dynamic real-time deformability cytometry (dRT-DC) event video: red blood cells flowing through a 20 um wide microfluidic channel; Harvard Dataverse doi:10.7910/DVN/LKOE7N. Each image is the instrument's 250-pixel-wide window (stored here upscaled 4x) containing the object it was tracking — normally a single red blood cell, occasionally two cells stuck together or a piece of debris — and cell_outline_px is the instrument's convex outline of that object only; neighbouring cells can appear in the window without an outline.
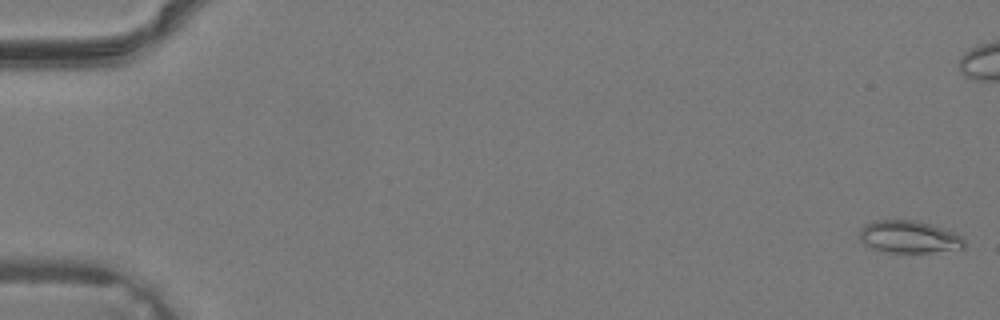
{"species": "common noctule bat (a hibernating species)", "species_latin": "Nyctalus noctula", "temperature_condition": "warm", "stored_images_in_passage": 40, "camera_frame_rate_fps": 3000, "um_per_image_px": 0.085, "animal": {"sex": "male", "body_mass_g": 19.2, "forearm_length_mm": 51.8}, "frame": {"image": 1, "passage_image": 1, "time_ms": 0.0, "image_size_px": [1000, 320], "cell_outline_px": [[964, 248], [928, 252], [892, 252], [872, 248], [864, 244], [860, 240], [860, 228], [864, 224], [872, 220], [916, 220], [956, 232], [964, 240]], "centroid_in_image_um": [77.24, 20.11], "position_along_channel_um": 7.8, "area_um2": 19.65}}
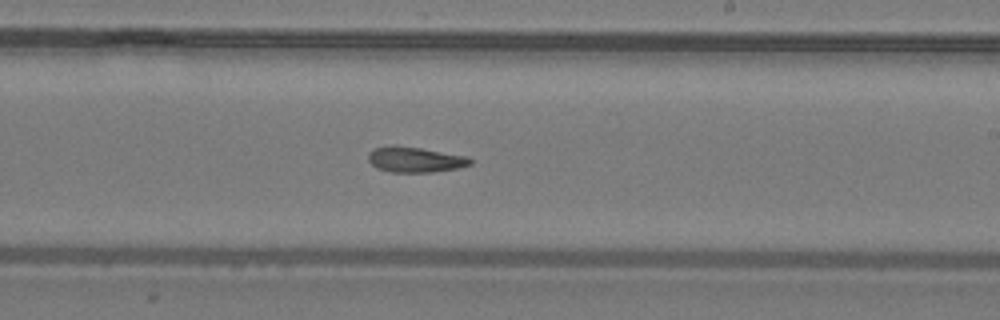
{"frame": {"image": 2, "passage_image": 24, "time_ms": 7.667, "image_size_px": [1000, 320], "cell_outline_px": [[472, 164], [460, 168], [432, 172], [392, 172], [376, 168], [368, 160], [368, 152], [376, 148], [392, 144], [396, 144], [468, 156], [472, 160]], "centroid_in_image_um": [35.29, 13.56], "position_along_channel_um": 253.7, "area_um2": 15.32}}
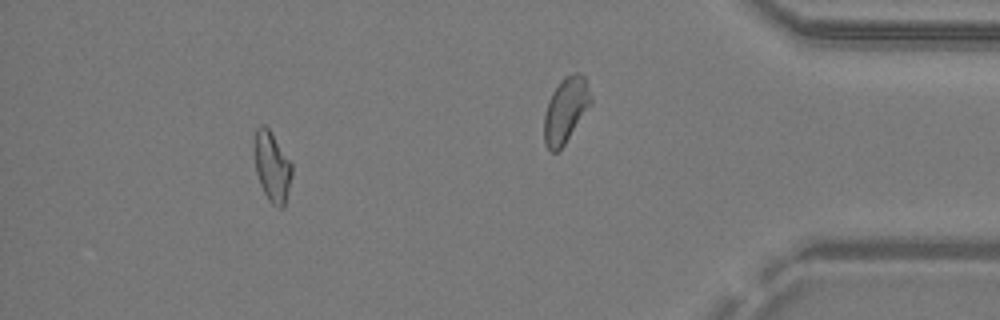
{"frame": {"image": 3, "passage_image": 36, "time_ms": 11.667, "image_size_px": [1000, 320], "cell_outline_px": [[292, 176], [284, 208], [280, 208], [272, 204], [268, 200], [260, 184], [256, 172], [256, 128], [260, 124], [264, 124], [268, 128], [292, 164]], "centroid_in_image_um": [23.16, 14.22], "position_along_channel_um": 412.0, "area_um2": 14.91}}